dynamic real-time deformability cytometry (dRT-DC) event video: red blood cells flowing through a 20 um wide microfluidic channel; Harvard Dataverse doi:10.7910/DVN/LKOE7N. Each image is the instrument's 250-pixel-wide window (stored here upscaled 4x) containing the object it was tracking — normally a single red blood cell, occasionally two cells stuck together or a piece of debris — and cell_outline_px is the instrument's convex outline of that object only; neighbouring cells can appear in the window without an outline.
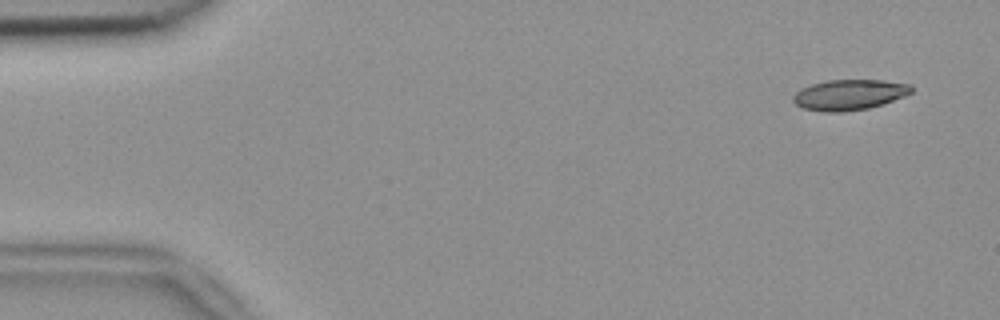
{"species": "common noctule bat (a hibernating species)", "species_latin": "Nyctalus noctula", "temperature_condition": "room temperature", "stored_images_in_passage": 53, "camera_frame_rate_fps": 3000, "um_per_image_px": 0.085, "animal": {"sex": "female", "body_mass_g": 18.4}, "frame": {"image": 1, "passage_image": 3, "time_ms": 0.667, "image_size_px": [1000, 320], "cell_outline_px": [[912, 92], [904, 96], [884, 104], [868, 108], [844, 112], [824, 112], [804, 108], [796, 104], [792, 100], [792, 96], [800, 88], [812, 84], [828, 80], [884, 80], [912, 84]], "centroid_in_image_um": [72.2, 8.05], "position_along_channel_um": 12.8, "area_um2": 21.15}}
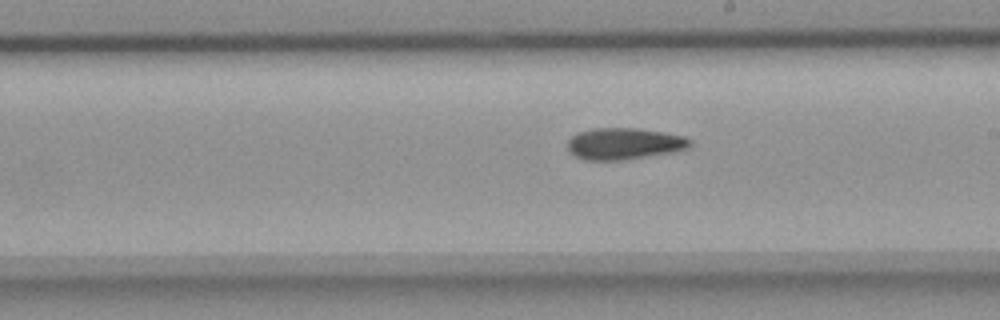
{"frame": {"image": 2, "passage_image": 30, "time_ms": 9.667, "image_size_px": [1000, 320], "cell_outline_px": [[692, 144], [688, 148], [672, 152], [620, 160], [584, 160], [568, 152], [568, 140], [576, 132], [592, 128], [636, 128], [684, 136], [692, 140]], "centroid_in_image_um": [53.01, 12.21], "position_along_channel_um": 236.0, "area_um2": 22.48}}
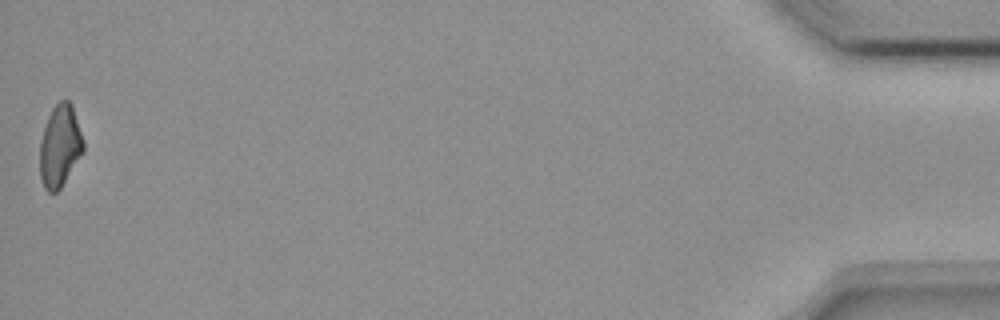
{"frame": {"image": 3, "passage_image": 53, "time_ms": 17.333, "image_size_px": [1000, 320], "cell_outline_px": [[84, 152], [60, 188], [56, 192], [48, 192], [44, 188], [40, 176], [40, 140], [48, 116], [52, 108], [60, 100], [68, 100], [72, 104], [84, 140]], "centroid_in_image_um": [5.1, 12.4], "position_along_channel_um": 430.1, "area_um2": 20.87}}